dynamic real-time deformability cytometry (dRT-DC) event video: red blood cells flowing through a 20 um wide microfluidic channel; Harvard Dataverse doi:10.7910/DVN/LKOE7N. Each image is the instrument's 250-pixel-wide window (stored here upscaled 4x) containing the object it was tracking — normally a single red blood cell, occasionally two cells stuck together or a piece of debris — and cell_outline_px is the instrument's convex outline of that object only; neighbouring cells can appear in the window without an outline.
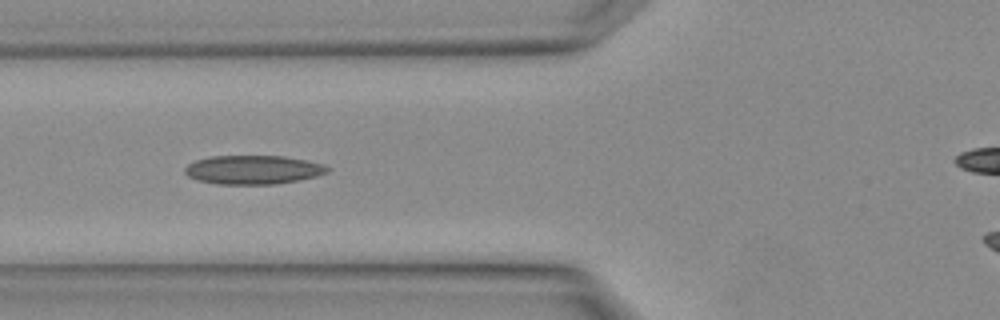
{"species": "Egyptian fruit bat (a non-hibernating species)", "species_latin": "Rousettus aegyptiacus", "temperature_condition": "warm", "stored_images_in_passage": 3, "camera_frame_rate_fps": 3000, "um_per_image_px": 0.085, "animal": {"sex": "female"}, "frame": {"image": 1, "passage_image": 3, "time_ms": 0.667, "image_size_px": [1000, 320], "cell_outline_px": [[332, 168], [328, 172], [316, 176], [276, 184], [220, 184], [200, 180], [188, 176], [184, 172], [184, 168], [188, 164], [196, 160], [208, 156], [284, 156], [324, 164]], "centroid_in_image_um": [21.52, 14.42], "position_along_channel_um": 104.3, "area_um2": 23.87}}